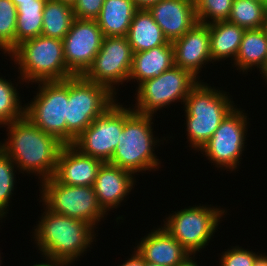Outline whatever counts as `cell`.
Returning <instances> with one entry per match:
<instances>
[{"mask_svg": "<svg viewBox=\"0 0 267 266\" xmlns=\"http://www.w3.org/2000/svg\"><path fill=\"white\" fill-rule=\"evenodd\" d=\"M5 126L9 129L8 141L0 143V149L17 165L19 172L37 173L40 181L53 177L64 144L35 126L26 116Z\"/></svg>", "mask_w": 267, "mask_h": 266, "instance_id": "1", "label": "cell"}, {"mask_svg": "<svg viewBox=\"0 0 267 266\" xmlns=\"http://www.w3.org/2000/svg\"><path fill=\"white\" fill-rule=\"evenodd\" d=\"M44 210L41 221L34 229L35 243L44 259L70 265L88 247L91 248L95 229L82 220L52 212L45 207Z\"/></svg>", "mask_w": 267, "mask_h": 266, "instance_id": "2", "label": "cell"}, {"mask_svg": "<svg viewBox=\"0 0 267 266\" xmlns=\"http://www.w3.org/2000/svg\"><path fill=\"white\" fill-rule=\"evenodd\" d=\"M208 85L200 81L184 101L187 139L192 149L198 151L209 141L226 115L235 108L227 92Z\"/></svg>", "mask_w": 267, "mask_h": 266, "instance_id": "3", "label": "cell"}, {"mask_svg": "<svg viewBox=\"0 0 267 266\" xmlns=\"http://www.w3.org/2000/svg\"><path fill=\"white\" fill-rule=\"evenodd\" d=\"M9 56L18 65L22 82L37 84L75 76L65 64L63 41L59 39L39 35L22 41Z\"/></svg>", "mask_w": 267, "mask_h": 266, "instance_id": "4", "label": "cell"}, {"mask_svg": "<svg viewBox=\"0 0 267 266\" xmlns=\"http://www.w3.org/2000/svg\"><path fill=\"white\" fill-rule=\"evenodd\" d=\"M152 115L134 112L125 122L118 145L112 155L110 164L118 166L132 174L159 168L160 160L153 153L155 140L151 122ZM154 137V138H153Z\"/></svg>", "mask_w": 267, "mask_h": 266, "instance_id": "5", "label": "cell"}, {"mask_svg": "<svg viewBox=\"0 0 267 266\" xmlns=\"http://www.w3.org/2000/svg\"><path fill=\"white\" fill-rule=\"evenodd\" d=\"M107 87L90 82L82 75L68 78L67 145L116 102Z\"/></svg>", "mask_w": 267, "mask_h": 266, "instance_id": "6", "label": "cell"}, {"mask_svg": "<svg viewBox=\"0 0 267 266\" xmlns=\"http://www.w3.org/2000/svg\"><path fill=\"white\" fill-rule=\"evenodd\" d=\"M40 183L41 201L46 209L82 220L94 228L106 216L93 186H69L59 183L54 177Z\"/></svg>", "mask_w": 267, "mask_h": 266, "instance_id": "7", "label": "cell"}, {"mask_svg": "<svg viewBox=\"0 0 267 266\" xmlns=\"http://www.w3.org/2000/svg\"><path fill=\"white\" fill-rule=\"evenodd\" d=\"M190 71L173 65L160 76L139 84L134 112L152 115L175 101H184L190 91L200 82ZM137 105V106H136Z\"/></svg>", "mask_w": 267, "mask_h": 266, "instance_id": "8", "label": "cell"}, {"mask_svg": "<svg viewBox=\"0 0 267 266\" xmlns=\"http://www.w3.org/2000/svg\"><path fill=\"white\" fill-rule=\"evenodd\" d=\"M40 83V84H39ZM38 93L25 107V116L45 133L67 145L68 78L38 82ZM41 85V86H40Z\"/></svg>", "mask_w": 267, "mask_h": 266, "instance_id": "9", "label": "cell"}, {"mask_svg": "<svg viewBox=\"0 0 267 266\" xmlns=\"http://www.w3.org/2000/svg\"><path fill=\"white\" fill-rule=\"evenodd\" d=\"M226 209L194 206L172 213L164 221V228L190 254L198 253L208 245Z\"/></svg>", "mask_w": 267, "mask_h": 266, "instance_id": "10", "label": "cell"}, {"mask_svg": "<svg viewBox=\"0 0 267 266\" xmlns=\"http://www.w3.org/2000/svg\"><path fill=\"white\" fill-rule=\"evenodd\" d=\"M134 113L133 109L113 103L74 140L72 146L84 155L110 162L118 145L124 122Z\"/></svg>", "mask_w": 267, "mask_h": 266, "instance_id": "11", "label": "cell"}, {"mask_svg": "<svg viewBox=\"0 0 267 266\" xmlns=\"http://www.w3.org/2000/svg\"><path fill=\"white\" fill-rule=\"evenodd\" d=\"M132 60L133 52L126 37H104L101 49L82 76L107 87L116 95L114 85L128 82Z\"/></svg>", "mask_w": 267, "mask_h": 266, "instance_id": "12", "label": "cell"}, {"mask_svg": "<svg viewBox=\"0 0 267 266\" xmlns=\"http://www.w3.org/2000/svg\"><path fill=\"white\" fill-rule=\"evenodd\" d=\"M236 107L226 115L209 141L201 148L216 167L231 171L239 166L245 148L247 116ZM219 165V166H218Z\"/></svg>", "mask_w": 267, "mask_h": 266, "instance_id": "13", "label": "cell"}, {"mask_svg": "<svg viewBox=\"0 0 267 266\" xmlns=\"http://www.w3.org/2000/svg\"><path fill=\"white\" fill-rule=\"evenodd\" d=\"M103 39V32L96 20L74 19L62 41L65 64L75 76L83 75L91 66Z\"/></svg>", "mask_w": 267, "mask_h": 266, "instance_id": "14", "label": "cell"}, {"mask_svg": "<svg viewBox=\"0 0 267 266\" xmlns=\"http://www.w3.org/2000/svg\"><path fill=\"white\" fill-rule=\"evenodd\" d=\"M174 65L190 71L196 78L202 64L212 62L210 50L209 25L196 23L181 38L172 42Z\"/></svg>", "mask_w": 267, "mask_h": 266, "instance_id": "15", "label": "cell"}, {"mask_svg": "<svg viewBox=\"0 0 267 266\" xmlns=\"http://www.w3.org/2000/svg\"><path fill=\"white\" fill-rule=\"evenodd\" d=\"M147 10L169 42L181 38L198 23L195 0H160Z\"/></svg>", "mask_w": 267, "mask_h": 266, "instance_id": "16", "label": "cell"}, {"mask_svg": "<svg viewBox=\"0 0 267 266\" xmlns=\"http://www.w3.org/2000/svg\"><path fill=\"white\" fill-rule=\"evenodd\" d=\"M102 161L79 152L72 145L60 151L54 178L69 186H93Z\"/></svg>", "mask_w": 267, "mask_h": 266, "instance_id": "17", "label": "cell"}, {"mask_svg": "<svg viewBox=\"0 0 267 266\" xmlns=\"http://www.w3.org/2000/svg\"><path fill=\"white\" fill-rule=\"evenodd\" d=\"M136 180L133 174L109 162L102 163L98 169L94 192L98 202L105 212L122 203L124 198L130 194Z\"/></svg>", "mask_w": 267, "mask_h": 266, "instance_id": "18", "label": "cell"}, {"mask_svg": "<svg viewBox=\"0 0 267 266\" xmlns=\"http://www.w3.org/2000/svg\"><path fill=\"white\" fill-rule=\"evenodd\" d=\"M144 261L159 266H177L190 254L164 227L152 230L136 246Z\"/></svg>", "mask_w": 267, "mask_h": 266, "instance_id": "19", "label": "cell"}, {"mask_svg": "<svg viewBox=\"0 0 267 266\" xmlns=\"http://www.w3.org/2000/svg\"><path fill=\"white\" fill-rule=\"evenodd\" d=\"M174 65V47L172 42L150 50L133 53L132 68L128 81L138 83L160 76Z\"/></svg>", "mask_w": 267, "mask_h": 266, "instance_id": "20", "label": "cell"}, {"mask_svg": "<svg viewBox=\"0 0 267 266\" xmlns=\"http://www.w3.org/2000/svg\"><path fill=\"white\" fill-rule=\"evenodd\" d=\"M137 10L132 0H105L95 20L104 37H126Z\"/></svg>", "mask_w": 267, "mask_h": 266, "instance_id": "21", "label": "cell"}, {"mask_svg": "<svg viewBox=\"0 0 267 266\" xmlns=\"http://www.w3.org/2000/svg\"><path fill=\"white\" fill-rule=\"evenodd\" d=\"M126 38L133 53L150 50L169 42L147 9L136 11Z\"/></svg>", "mask_w": 267, "mask_h": 266, "instance_id": "22", "label": "cell"}, {"mask_svg": "<svg viewBox=\"0 0 267 266\" xmlns=\"http://www.w3.org/2000/svg\"><path fill=\"white\" fill-rule=\"evenodd\" d=\"M208 25L212 63L229 57L235 60L245 29L227 20Z\"/></svg>", "mask_w": 267, "mask_h": 266, "instance_id": "23", "label": "cell"}, {"mask_svg": "<svg viewBox=\"0 0 267 266\" xmlns=\"http://www.w3.org/2000/svg\"><path fill=\"white\" fill-rule=\"evenodd\" d=\"M267 61V33L264 28L245 30L238 54L234 60L237 70L245 71L257 66L259 71Z\"/></svg>", "mask_w": 267, "mask_h": 266, "instance_id": "24", "label": "cell"}, {"mask_svg": "<svg viewBox=\"0 0 267 266\" xmlns=\"http://www.w3.org/2000/svg\"><path fill=\"white\" fill-rule=\"evenodd\" d=\"M75 19L73 7L57 0H47L43 10L42 36L63 40Z\"/></svg>", "mask_w": 267, "mask_h": 266, "instance_id": "25", "label": "cell"}, {"mask_svg": "<svg viewBox=\"0 0 267 266\" xmlns=\"http://www.w3.org/2000/svg\"><path fill=\"white\" fill-rule=\"evenodd\" d=\"M47 0L21 2L16 7V46L42 34L43 10Z\"/></svg>", "mask_w": 267, "mask_h": 266, "instance_id": "26", "label": "cell"}, {"mask_svg": "<svg viewBox=\"0 0 267 266\" xmlns=\"http://www.w3.org/2000/svg\"><path fill=\"white\" fill-rule=\"evenodd\" d=\"M267 6L254 0H233L227 21L245 30L264 28Z\"/></svg>", "mask_w": 267, "mask_h": 266, "instance_id": "27", "label": "cell"}, {"mask_svg": "<svg viewBox=\"0 0 267 266\" xmlns=\"http://www.w3.org/2000/svg\"><path fill=\"white\" fill-rule=\"evenodd\" d=\"M0 77V125H7L25 116L19 93L14 84Z\"/></svg>", "mask_w": 267, "mask_h": 266, "instance_id": "28", "label": "cell"}, {"mask_svg": "<svg viewBox=\"0 0 267 266\" xmlns=\"http://www.w3.org/2000/svg\"><path fill=\"white\" fill-rule=\"evenodd\" d=\"M17 9L11 0H0V49L10 54L16 48Z\"/></svg>", "mask_w": 267, "mask_h": 266, "instance_id": "29", "label": "cell"}, {"mask_svg": "<svg viewBox=\"0 0 267 266\" xmlns=\"http://www.w3.org/2000/svg\"><path fill=\"white\" fill-rule=\"evenodd\" d=\"M232 2L233 0H195L197 21L202 24H210L227 20Z\"/></svg>", "mask_w": 267, "mask_h": 266, "instance_id": "30", "label": "cell"}, {"mask_svg": "<svg viewBox=\"0 0 267 266\" xmlns=\"http://www.w3.org/2000/svg\"><path fill=\"white\" fill-rule=\"evenodd\" d=\"M15 163L0 149V218L2 219L8 210L9 200L14 191V184L16 177H14L16 170ZM0 219V220H1Z\"/></svg>", "mask_w": 267, "mask_h": 266, "instance_id": "31", "label": "cell"}, {"mask_svg": "<svg viewBox=\"0 0 267 266\" xmlns=\"http://www.w3.org/2000/svg\"><path fill=\"white\" fill-rule=\"evenodd\" d=\"M262 254L235 246L222 254L220 266H254Z\"/></svg>", "mask_w": 267, "mask_h": 266, "instance_id": "32", "label": "cell"}, {"mask_svg": "<svg viewBox=\"0 0 267 266\" xmlns=\"http://www.w3.org/2000/svg\"><path fill=\"white\" fill-rule=\"evenodd\" d=\"M105 0H77L72 6L75 18L95 20Z\"/></svg>", "mask_w": 267, "mask_h": 266, "instance_id": "33", "label": "cell"}, {"mask_svg": "<svg viewBox=\"0 0 267 266\" xmlns=\"http://www.w3.org/2000/svg\"><path fill=\"white\" fill-rule=\"evenodd\" d=\"M119 266H145V261L136 250L134 251V255L132 254L131 258H129L125 263Z\"/></svg>", "mask_w": 267, "mask_h": 266, "instance_id": "34", "label": "cell"}, {"mask_svg": "<svg viewBox=\"0 0 267 266\" xmlns=\"http://www.w3.org/2000/svg\"><path fill=\"white\" fill-rule=\"evenodd\" d=\"M138 9H148L151 5L159 2L160 0H132Z\"/></svg>", "mask_w": 267, "mask_h": 266, "instance_id": "35", "label": "cell"}, {"mask_svg": "<svg viewBox=\"0 0 267 266\" xmlns=\"http://www.w3.org/2000/svg\"><path fill=\"white\" fill-rule=\"evenodd\" d=\"M194 256H195V254H193V257H191V255H189L183 262L179 263L177 266H199L197 264V261L195 262V260L193 259Z\"/></svg>", "mask_w": 267, "mask_h": 266, "instance_id": "36", "label": "cell"}, {"mask_svg": "<svg viewBox=\"0 0 267 266\" xmlns=\"http://www.w3.org/2000/svg\"><path fill=\"white\" fill-rule=\"evenodd\" d=\"M45 261L47 262H43V263H39V264H34L33 266H70L69 264H64V263H57V262H53L49 259H45Z\"/></svg>", "mask_w": 267, "mask_h": 266, "instance_id": "37", "label": "cell"}, {"mask_svg": "<svg viewBox=\"0 0 267 266\" xmlns=\"http://www.w3.org/2000/svg\"><path fill=\"white\" fill-rule=\"evenodd\" d=\"M254 266H267V256L262 255Z\"/></svg>", "mask_w": 267, "mask_h": 266, "instance_id": "38", "label": "cell"}, {"mask_svg": "<svg viewBox=\"0 0 267 266\" xmlns=\"http://www.w3.org/2000/svg\"><path fill=\"white\" fill-rule=\"evenodd\" d=\"M260 74H262L264 77L263 78H266V82H267V61H266V64L265 66L262 68V70L260 71Z\"/></svg>", "mask_w": 267, "mask_h": 266, "instance_id": "39", "label": "cell"}, {"mask_svg": "<svg viewBox=\"0 0 267 266\" xmlns=\"http://www.w3.org/2000/svg\"><path fill=\"white\" fill-rule=\"evenodd\" d=\"M13 4L17 7L21 4V2H27V1H36V0H11Z\"/></svg>", "mask_w": 267, "mask_h": 266, "instance_id": "40", "label": "cell"}, {"mask_svg": "<svg viewBox=\"0 0 267 266\" xmlns=\"http://www.w3.org/2000/svg\"><path fill=\"white\" fill-rule=\"evenodd\" d=\"M57 1H61L63 3L73 6L77 0H57Z\"/></svg>", "mask_w": 267, "mask_h": 266, "instance_id": "41", "label": "cell"}, {"mask_svg": "<svg viewBox=\"0 0 267 266\" xmlns=\"http://www.w3.org/2000/svg\"><path fill=\"white\" fill-rule=\"evenodd\" d=\"M145 266H159V265L145 261Z\"/></svg>", "mask_w": 267, "mask_h": 266, "instance_id": "42", "label": "cell"}, {"mask_svg": "<svg viewBox=\"0 0 267 266\" xmlns=\"http://www.w3.org/2000/svg\"><path fill=\"white\" fill-rule=\"evenodd\" d=\"M264 29L267 33V13H266V16H265V24H264Z\"/></svg>", "mask_w": 267, "mask_h": 266, "instance_id": "43", "label": "cell"}, {"mask_svg": "<svg viewBox=\"0 0 267 266\" xmlns=\"http://www.w3.org/2000/svg\"><path fill=\"white\" fill-rule=\"evenodd\" d=\"M267 6V0H254Z\"/></svg>", "mask_w": 267, "mask_h": 266, "instance_id": "44", "label": "cell"}]
</instances>
